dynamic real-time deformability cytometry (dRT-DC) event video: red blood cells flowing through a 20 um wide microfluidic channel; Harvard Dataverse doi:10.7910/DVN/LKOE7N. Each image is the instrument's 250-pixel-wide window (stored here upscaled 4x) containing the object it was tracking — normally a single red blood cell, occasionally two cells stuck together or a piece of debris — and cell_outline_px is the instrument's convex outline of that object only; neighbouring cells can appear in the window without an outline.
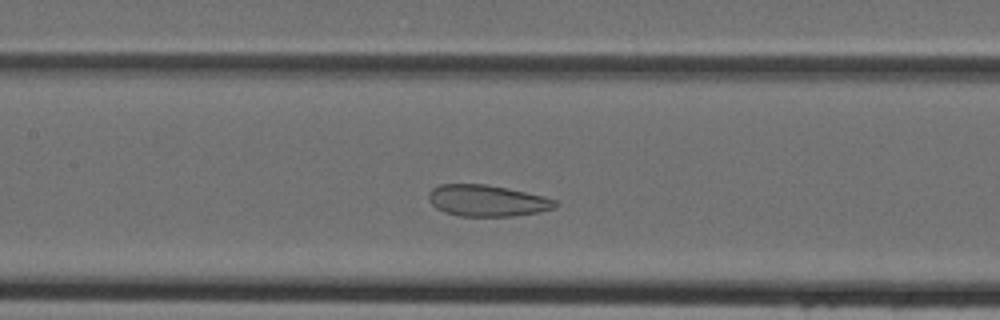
{"species": "Egyptian fruit bat (a non-hibernating species)", "species_latin": "Rousettus aegyptiacus", "temperature_condition": "cold", "stored_images_in_passage": 38, "camera_frame_rate_fps": 3000, "um_per_image_px": 0.085, "animal": {"sex": "female"}, "frame": {"image": 1, "passage_image": 14, "time_ms": 4.333, "image_size_px": [1000, 320], "cell_outline_px": [[560, 204], [556, 208], [536, 212], [512, 216], [460, 216], [444, 212], [436, 208], [428, 200], [428, 192], [432, 188], [440, 184], [484, 184], [544, 196], [556, 200]], "centroid_in_image_um": [41.38, 17.06], "position_along_channel_um": 166.0, "area_um2": 23.12}}
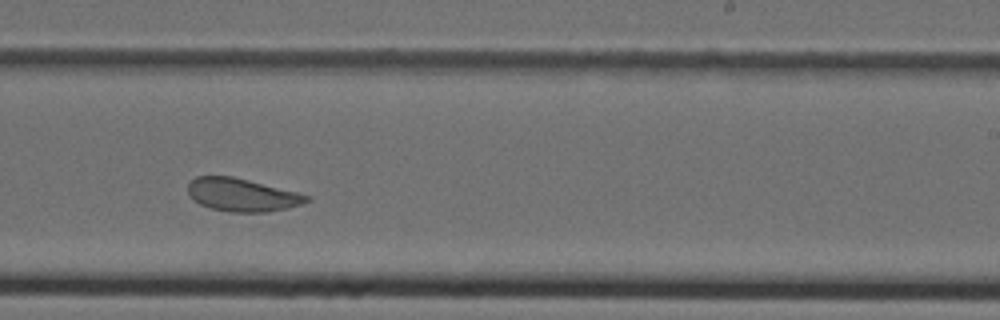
{"frame": {"image": 2, "passage_image": 21, "time_ms": 6.667, "image_size_px": [1000, 320], "cell_outline_px": [[312, 200], [288, 208], [268, 212], [228, 212], [212, 208], [200, 204], [188, 192], [188, 184], [196, 176], [232, 176], [296, 192], [308, 196]], "centroid_in_image_um": [20.57, 16.57], "position_along_channel_um": 268.4, "area_um2": 22.48}}
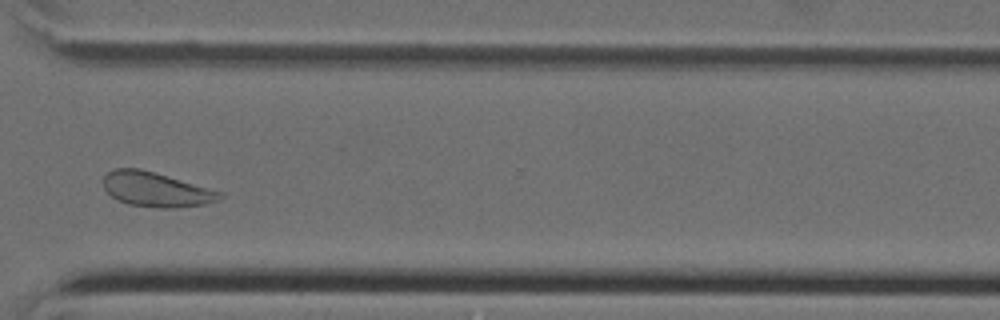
{"frame": {"image": 3, "passage_image": 27, "time_ms": 8.667, "image_size_px": [1000, 320], "cell_outline_px": [[224, 196], [216, 200], [204, 204], [172, 208], [160, 208], [128, 204], [116, 200], [104, 188], [104, 176], [112, 168], [140, 168], [224, 192]], "centroid_in_image_um": [13.25, 16.1], "position_along_channel_um": 357.3, "area_um2": 23.41}}